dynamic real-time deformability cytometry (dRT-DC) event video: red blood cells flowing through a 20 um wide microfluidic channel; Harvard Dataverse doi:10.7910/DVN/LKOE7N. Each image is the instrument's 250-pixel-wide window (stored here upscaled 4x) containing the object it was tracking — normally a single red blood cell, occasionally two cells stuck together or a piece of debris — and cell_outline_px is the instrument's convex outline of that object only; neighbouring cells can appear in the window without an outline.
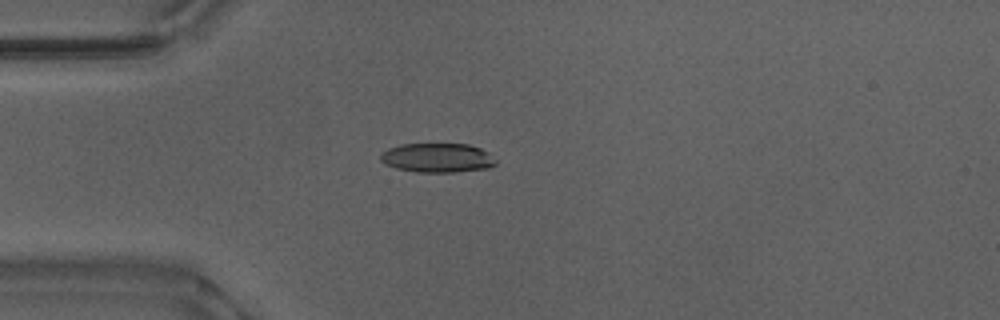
{"species": "Egyptian fruit bat (a non-hibernating species)", "species_latin": "Rousettus aegyptiacus", "temperature_condition": "warm", "stored_images_in_passage": 40, "camera_frame_rate_fps": 3000, "um_per_image_px": 0.085, "animal": {"sex": "male"}, "frame": {"image": 1, "passage_image": 1, "time_ms": 0.0, "image_size_px": [1000, 320], "cell_outline_px": [[496, 164], [488, 168], [456, 172], [416, 172], [396, 168], [384, 164], [380, 160], [380, 156], [388, 148], [400, 144], [468, 144], [480, 148], [488, 152], [496, 160]], "centroid_in_image_um": [37.18, 13.41], "position_along_channel_um": 47.8, "area_um2": 19.71}}
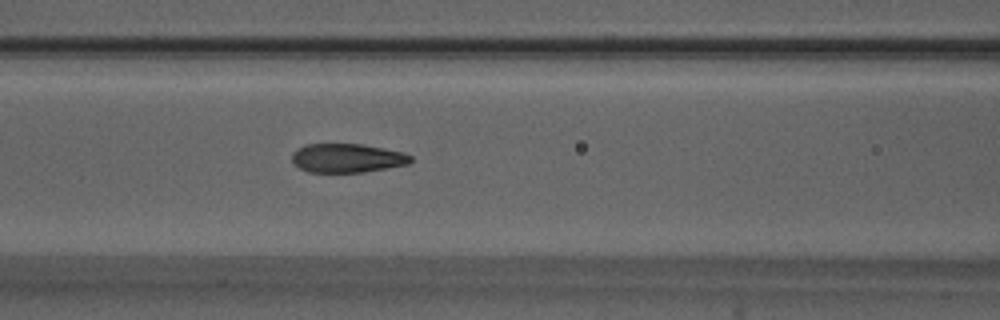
{"frame": {"image": 2, "passage_image": 9, "time_ms": 2.667, "image_size_px": [1000, 320], "cell_outline_px": [[412, 160], [408, 164], [388, 168], [364, 172], [308, 172], [300, 168], [292, 160], [292, 152], [308, 144], [360, 144], [404, 152], [412, 156]], "centroid_in_image_um": [29.53, 13.44], "position_along_channel_um": 137.1, "area_um2": 19.88}}
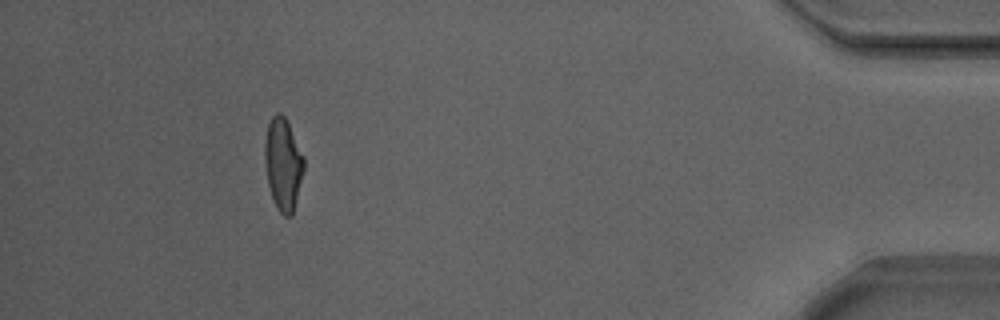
{"frame": {"image": 3, "passage_image": 35, "time_ms": 11.333, "image_size_px": [1000, 320], "cell_outline_px": [[304, 168], [292, 216], [284, 216], [276, 208], [272, 200], [268, 184], [264, 160], [264, 144], [268, 124], [272, 116], [276, 112], [280, 112], [284, 116], [304, 156]], "centroid_in_image_um": [24.04, 13.96], "position_along_channel_um": 411.2, "area_um2": 20.98}, "authors_computed_cell_mechanics": {"area_um2": 20.8658, "velocity_mm_per_s": 3.888, "shape_relaxation_time_tau1_ms": 4.6991, "shape_relaxation_time_tau2_ms": 0.719, "deformation_change_tau1": 0.1843, "deformation_change_tau2": 0.0684}}